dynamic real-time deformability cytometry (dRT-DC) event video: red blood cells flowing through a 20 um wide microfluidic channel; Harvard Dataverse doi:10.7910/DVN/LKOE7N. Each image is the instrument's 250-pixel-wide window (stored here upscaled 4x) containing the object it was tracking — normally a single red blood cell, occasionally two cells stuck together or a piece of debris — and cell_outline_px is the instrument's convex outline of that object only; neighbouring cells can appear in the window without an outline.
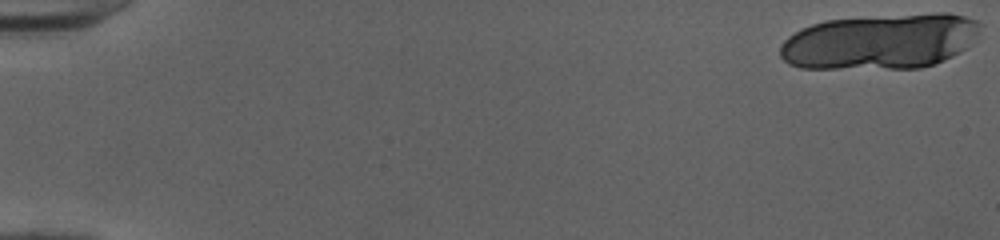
{"species": "human", "species_latin": "Homo sapiens", "temperature_condition": "cold", "stored_images_in_passage": 22, "camera_frame_rate_fps": 3000, "um_per_image_px": 0.085, "donor": {"sex": "female"}, "frame": {"image": 1, "passage_image": 1, "time_ms": 0.0, "image_size_px": [1000, 240], "cell_outline_px": [[984, 24], [980, 32], [960, 52], [936, 64], [920, 68], [800, 68], [788, 64], [780, 56], [780, 44], [788, 36], [800, 28], [824, 20], [936, 12], [948, 12], [964, 16], [976, 20]], "centroid_in_image_um": [74.82, 3.52], "position_along_channel_um": 10.2, "area_um2": 65.03}}
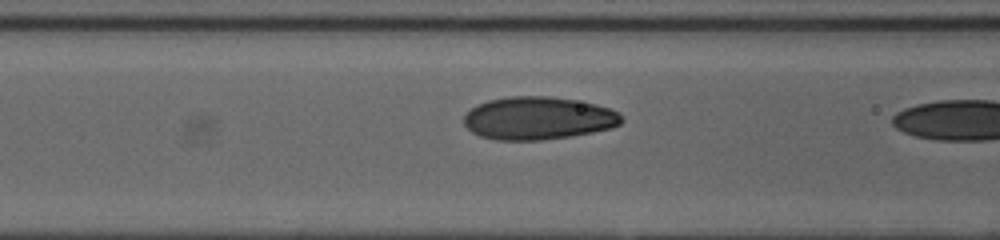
{"frame": {"image": 2, "passage_image": 21, "time_ms": 6.667, "image_size_px": [1000, 240], "cell_outline_px": [[624, 120], [620, 124], [612, 128], [572, 136], [544, 140], [496, 140], [480, 136], [472, 132], [464, 124], [464, 116], [472, 108], [488, 100], [512, 96], [548, 96], [596, 104], [620, 112]], "centroid_in_image_um": [45.77, 10.06], "position_along_channel_um": 120.8, "area_um2": 39.3}}